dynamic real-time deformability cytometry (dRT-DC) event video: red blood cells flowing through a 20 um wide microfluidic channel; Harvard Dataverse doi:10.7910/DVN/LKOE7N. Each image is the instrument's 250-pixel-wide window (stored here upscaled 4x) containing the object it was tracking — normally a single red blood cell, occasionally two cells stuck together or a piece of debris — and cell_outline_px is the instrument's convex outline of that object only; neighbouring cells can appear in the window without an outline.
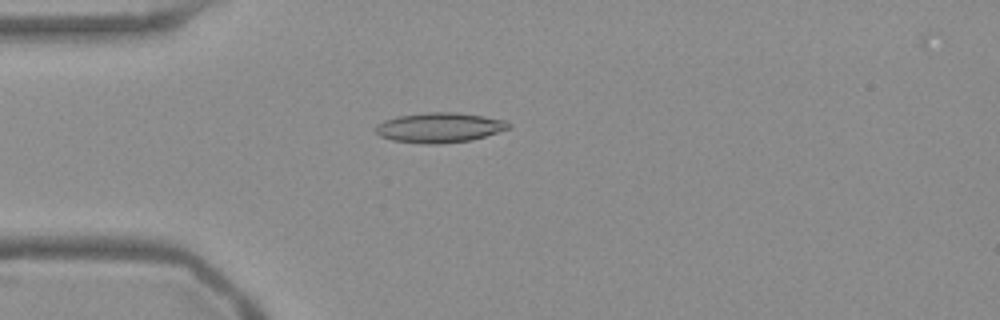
{"species": "Egyptian fruit bat (a non-hibernating species)", "species_latin": "Rousettus aegyptiacus", "temperature_condition": "warm", "stored_images_in_passage": 53, "camera_frame_rate_fps": 3000, "um_per_image_px": 0.085, "frame": {"image": 1, "passage_image": 14, "time_ms": 4.333, "image_size_px": [1000, 320], "cell_outline_px": [[512, 124], [508, 128], [472, 140], [440, 144], [428, 144], [392, 140], [380, 136], [376, 132], [376, 124], [384, 120], [396, 116], [424, 112], [456, 112], [484, 116], [508, 120]], "centroid_in_image_um": [37.35, 10.83], "position_along_channel_um": 47.6, "area_um2": 23.29}}
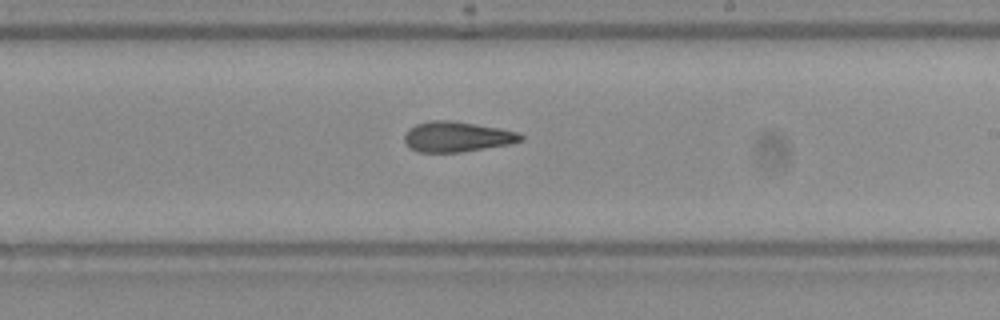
{"frame": {"image": 2, "passage_image": 31, "time_ms": 10.0, "image_size_px": [1000, 320], "cell_outline_px": [[524, 140], [508, 144], [460, 152], [416, 152], [408, 148], [404, 144], [404, 132], [408, 128], [416, 124], [432, 120], [452, 120], [500, 128], [516, 132], [524, 136]], "centroid_in_image_um": [38.77, 11.62], "position_along_channel_um": 250.2, "area_um2": 20.69}}
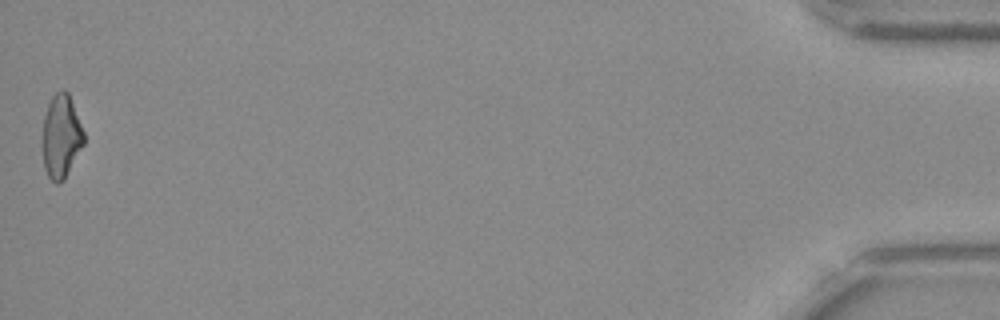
{"frame": {"image": 3, "passage_image": 53, "time_ms": 17.333, "image_size_px": [1000, 320], "cell_outline_px": [[84, 144], [64, 180], [60, 184], [56, 184], [48, 176], [44, 168], [40, 144], [40, 136], [44, 116], [48, 104], [52, 96], [56, 92], [64, 88], [68, 92], [84, 132]], "centroid_in_image_um": [5.15, 11.61], "position_along_channel_um": 430.0, "area_um2": 20.69}, "authors_computed_cell_mechanics": {"area_um2": 21.0392, "velocity_mm_per_s": 3.8051, "shape_relaxation_time_tau1_ms": 10.8872, "shape_relaxation_time_tau2_ms": 3.563, "deformation_change_tau1": 0.2795, "deformation_change_tau2": 0.1326}}